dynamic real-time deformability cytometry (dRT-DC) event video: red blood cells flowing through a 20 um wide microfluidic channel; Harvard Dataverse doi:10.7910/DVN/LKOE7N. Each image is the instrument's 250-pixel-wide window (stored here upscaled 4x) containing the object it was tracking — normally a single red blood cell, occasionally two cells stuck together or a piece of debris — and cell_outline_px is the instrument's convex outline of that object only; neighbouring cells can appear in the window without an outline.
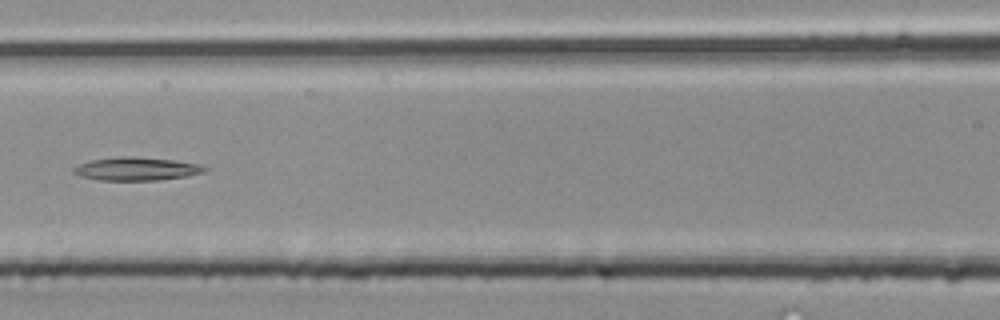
{"species": "common noctule bat (a hibernating species)", "species_latin": "Nyctalus noctula", "temperature_condition": "room temperature", "stored_images_in_passage": 42, "camera_frame_rate_fps": 3000, "um_per_image_px": 0.085, "animal": {"sex": "male", "body_mass_g": 20.4}, "frame": {"image": 1, "passage_image": 19, "time_ms": 6.0, "image_size_px": [1000, 320], "cell_outline_px": [[208, 168], [204, 172], [188, 176], [160, 180], [100, 180], [80, 176], [72, 172], [72, 168], [80, 164], [92, 160], [120, 156], [136, 156], [176, 160], [200, 164]], "centroid_in_image_um": [11.63, 14.35], "position_along_channel_um": 155.0, "area_um2": 17.86}}
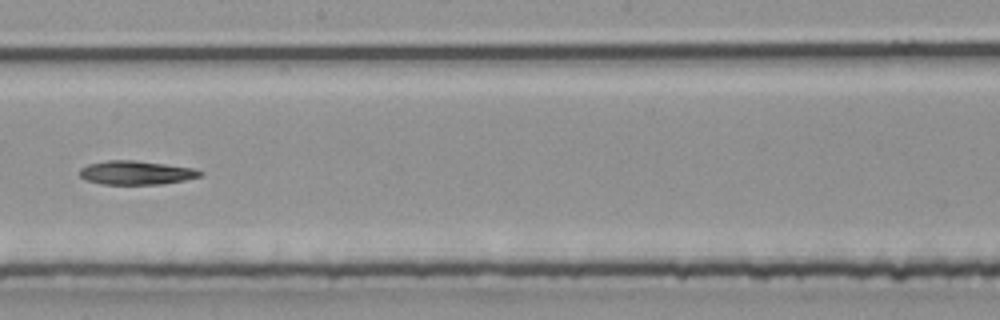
{"frame": {"image": 2, "passage_image": 24, "time_ms": 7.667, "image_size_px": [1000, 320], "cell_outline_px": [[204, 172], [200, 176], [184, 180], [160, 184], [100, 184], [84, 180], [80, 176], [80, 168], [88, 164], [108, 160], [132, 160], [164, 164], [192, 168]], "centroid_in_image_um": [11.52, 14.68], "position_along_channel_um": 236.7, "area_um2": 16.59}}
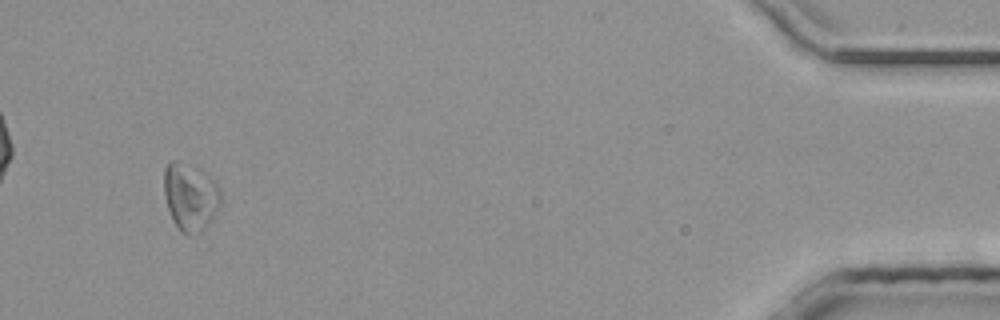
{"frame": {"image": 3, "passage_image": 40, "time_ms": 13.0, "image_size_px": [1000, 320], "cell_outline_px": [[220, 208], [208, 228], [188, 232], [180, 232], [172, 220], [164, 196], [164, 168], [168, 160], [180, 160], [200, 168], [216, 180], [220, 188]], "centroid_in_image_um": [16.19, 16.66], "position_along_channel_um": 419.0, "area_um2": 22.89}}